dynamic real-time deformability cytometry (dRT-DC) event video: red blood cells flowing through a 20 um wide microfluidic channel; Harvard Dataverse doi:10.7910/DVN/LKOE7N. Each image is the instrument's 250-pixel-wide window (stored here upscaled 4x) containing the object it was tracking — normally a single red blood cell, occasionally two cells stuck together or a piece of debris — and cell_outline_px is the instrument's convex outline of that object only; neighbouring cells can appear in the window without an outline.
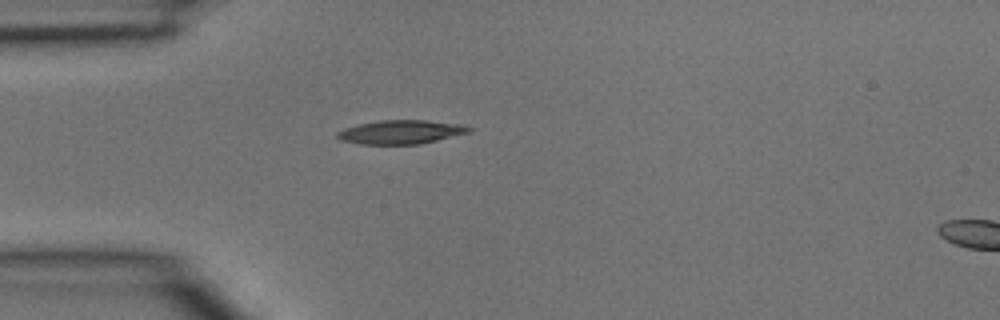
{"species": "common noctule bat (a hibernating species)", "species_latin": "Nyctalus noctula", "temperature_condition": "room temperature", "stored_images_in_passage": 3, "segment_of_instrument_passage": [1, 2], "camera_frame_rate_fps": 3000, "um_per_image_px": 0.085, "animal": {"sex": "male", "body_mass_g": 15.6}, "frame": {"image": 1, "passage_image": 2, "time_ms": 0.333, "image_size_px": [1000, 320], "cell_outline_px": [[472, 128], [468, 132], [420, 144], [360, 144], [340, 140], [336, 136], [336, 132], [344, 128], [360, 124], [380, 120], [428, 120], [460, 124]], "centroid_in_image_um": [34.02, 11.22], "position_along_channel_um": 51.0, "area_um2": 18.09}}